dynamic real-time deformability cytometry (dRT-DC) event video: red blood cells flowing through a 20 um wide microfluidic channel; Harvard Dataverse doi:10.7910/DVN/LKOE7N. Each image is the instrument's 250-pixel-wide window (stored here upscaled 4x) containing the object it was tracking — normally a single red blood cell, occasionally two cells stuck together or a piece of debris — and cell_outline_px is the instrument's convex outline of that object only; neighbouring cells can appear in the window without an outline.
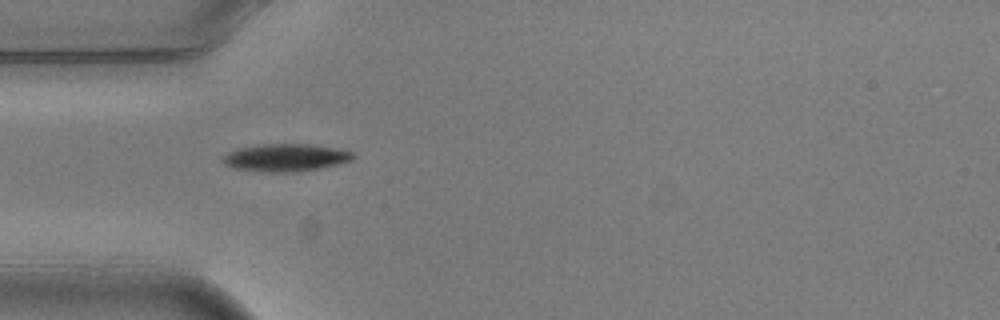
{"species": "common noctule bat (a hibernating species)", "species_latin": "Nyctalus noctula", "temperature_condition": "warm", "stored_images_in_passage": 7, "camera_frame_rate_fps": 3000, "um_per_image_px": 0.085, "animal": {"sex": "male", "body_mass_g": 20.5, "forearm_length_mm": 52.5}, "frame": {"image": 1, "passage_image": 1, "time_ms": 0.0, "image_size_px": [1000, 320], "cell_outline_px": [[356, 156], [352, 160], [320, 168], [292, 172], [260, 172], [232, 168], [224, 164], [220, 160], [220, 156], [228, 152], [240, 148], [264, 144], [312, 144], [340, 148], [352, 152]], "centroid_in_image_um": [24.25, 13.4], "position_along_channel_um": 60.8, "area_um2": 21.15}}
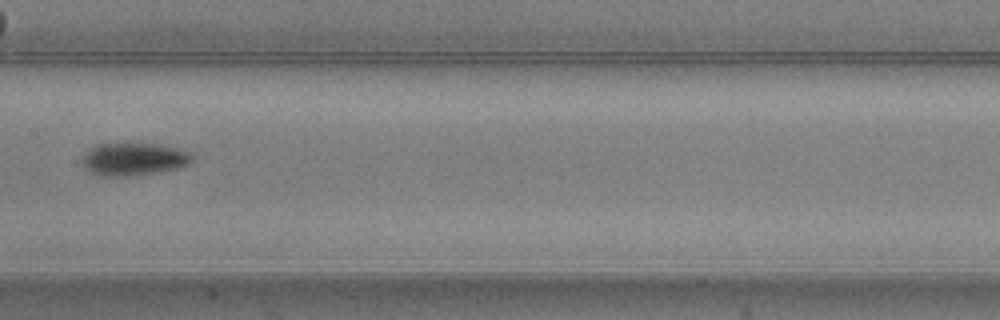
{"frame": {"image": 2, "passage_image": 4, "time_ms": 1.0, "image_size_px": [1000, 320], "cell_outline_px": [[192, 160], [188, 164], [180, 168], [160, 172], [128, 176], [100, 176], [84, 168], [84, 152], [88, 148], [96, 144], [160, 144], [180, 148], [192, 152]], "centroid_in_image_um": [11.41, 13.52], "position_along_channel_um": 196.0, "area_um2": 21.1}}
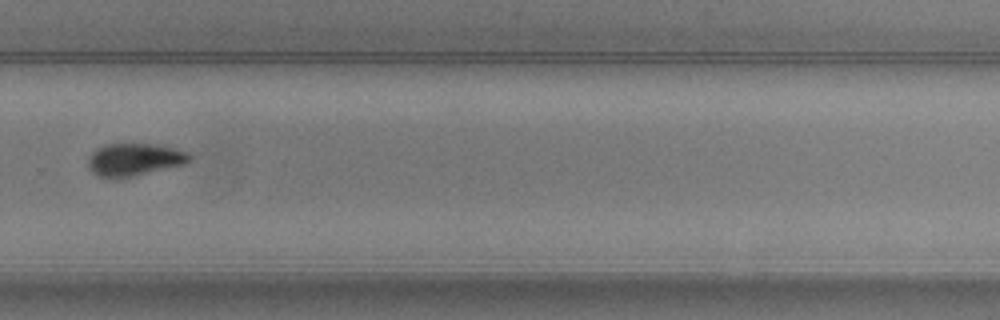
{"frame": {"image": 3, "passage_image": 7, "time_ms": 2.0, "image_size_px": [1000, 320], "cell_outline_px": [[192, 160], [188, 164], [116, 180], [96, 176], [88, 168], [88, 156], [96, 148], [104, 144], [160, 144], [176, 148], [188, 152], [192, 156]], "centroid_in_image_um": [11.44, 13.58], "position_along_channel_um": 318.4, "area_um2": 20.0}}